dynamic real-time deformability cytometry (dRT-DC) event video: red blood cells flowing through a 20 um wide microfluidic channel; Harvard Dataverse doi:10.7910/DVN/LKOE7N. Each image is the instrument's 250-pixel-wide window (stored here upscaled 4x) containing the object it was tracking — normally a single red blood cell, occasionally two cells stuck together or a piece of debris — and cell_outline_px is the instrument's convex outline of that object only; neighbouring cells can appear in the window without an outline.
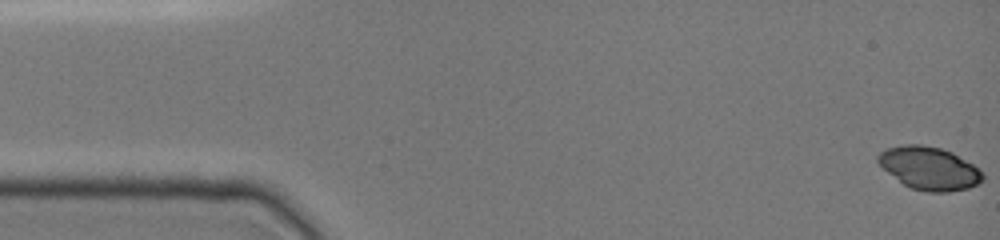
{"species": "common noctule bat (a hibernating species)", "species_latin": "Nyctalus noctula", "temperature_condition": "cold", "stored_images_in_passage": 56, "camera_frame_rate_fps": 3000, "um_per_image_px": 0.085, "animal": {"sex": "female", "body_mass_g": 19.0, "forearm_length_mm": 51.5}, "frame": {"image": 1, "passage_image": 1, "time_ms": 0.0, "image_size_px": [1000, 240], "cell_outline_px": [[984, 176], [976, 184], [968, 188], [948, 192], [932, 192], [912, 188], [904, 184], [888, 172], [876, 160], [880, 152], [888, 148], [904, 144], [924, 144], [940, 148], [952, 152], [972, 164]], "centroid_in_image_um": [78.97, 14.29], "position_along_channel_um": 6.0, "area_um2": 25.66}}
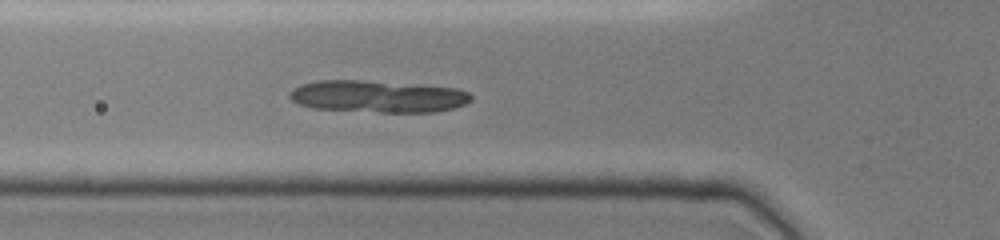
{"frame": {"image": 2, "passage_image": 19, "time_ms": 5.333, "image_size_px": [1000, 240], "cell_outline_px": [[472, 100], [456, 108], [436, 112], [380, 112], [312, 108], [300, 104], [292, 100], [288, 96], [288, 92], [292, 88], [300, 84], [316, 80], [364, 80], [420, 84], [456, 88], [468, 92], [472, 96]], "centroid_in_image_um": [32.11, 8.18], "position_along_channel_um": 93.7, "area_um2": 34.33}}
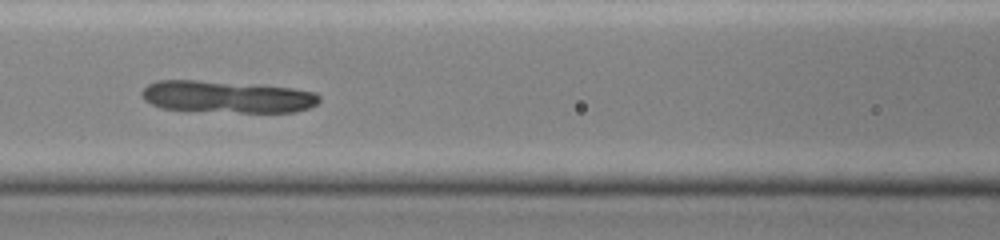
{"frame": {"image": 3, "passage_image": 24, "time_ms": 6.667, "image_size_px": [1000, 240], "cell_outline_px": [[320, 100], [316, 104], [308, 108], [296, 112], [240, 112], [160, 108], [144, 100], [140, 92], [148, 84], [156, 80], [196, 80], [292, 88], [316, 92], [320, 96]], "centroid_in_image_um": [19.29, 8.23], "position_along_channel_um": 147.3, "area_um2": 32.77}}